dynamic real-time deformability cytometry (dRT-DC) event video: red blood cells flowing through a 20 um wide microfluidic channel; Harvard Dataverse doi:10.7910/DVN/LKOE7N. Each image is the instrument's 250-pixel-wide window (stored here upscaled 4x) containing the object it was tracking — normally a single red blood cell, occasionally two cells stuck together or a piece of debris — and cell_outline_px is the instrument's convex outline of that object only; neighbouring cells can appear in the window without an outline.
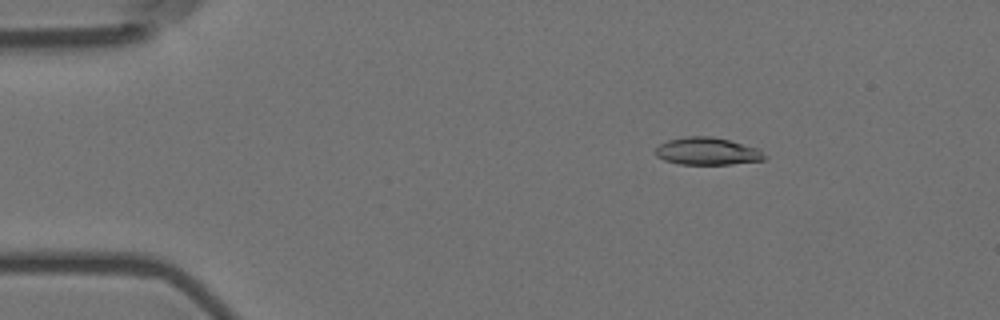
{"species": "Egyptian fruit bat (a non-hibernating species)", "species_latin": "Rousettus aegyptiacus", "temperature_condition": "room temperature", "stored_images_in_passage": 21, "camera_frame_rate_fps": 3000, "um_per_image_px": 0.085, "animal": {"sex": "female"}, "frame": {"image": 1, "passage_image": 9, "time_ms": 2.667, "image_size_px": [1000, 320], "cell_outline_px": [[768, 156], [764, 160], [732, 164], [680, 164], [664, 160], [656, 156], [656, 148], [660, 144], [668, 140], [684, 136], [712, 136], [760, 148]], "centroid_in_image_um": [60.16, 12.85], "position_along_channel_um": 24.8, "area_um2": 17.57}}
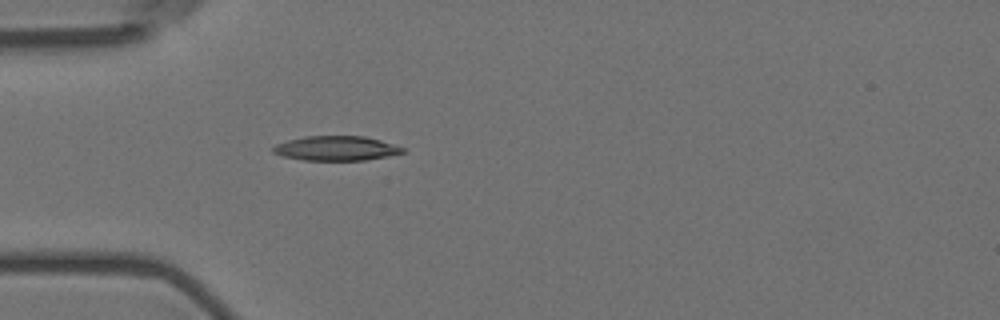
{"frame": {"image": 2, "passage_image": 17, "time_ms": 5.333, "image_size_px": [1000, 320], "cell_outline_px": [[404, 152], [388, 156], [364, 160], [304, 160], [284, 156], [272, 152], [272, 148], [276, 144], [288, 140], [304, 136], [364, 136], [380, 140], [404, 148]], "centroid_in_image_um": [28.55, 12.6], "position_along_channel_um": 56.4, "area_um2": 18.38}}
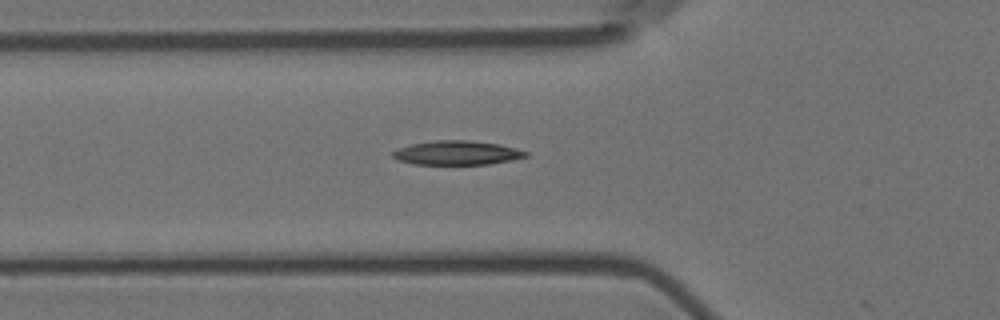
{"frame": {"image": 3, "passage_image": 20, "time_ms": 6.333, "image_size_px": [1000, 320], "cell_outline_px": [[528, 156], [512, 160], [488, 164], [412, 164], [396, 160], [392, 156], [392, 152], [396, 148], [412, 144], [432, 140], [468, 140], [496, 144], [516, 148], [528, 152]], "centroid_in_image_um": [38.79, 12.99], "position_along_channel_um": 87.0, "area_um2": 18.73}}